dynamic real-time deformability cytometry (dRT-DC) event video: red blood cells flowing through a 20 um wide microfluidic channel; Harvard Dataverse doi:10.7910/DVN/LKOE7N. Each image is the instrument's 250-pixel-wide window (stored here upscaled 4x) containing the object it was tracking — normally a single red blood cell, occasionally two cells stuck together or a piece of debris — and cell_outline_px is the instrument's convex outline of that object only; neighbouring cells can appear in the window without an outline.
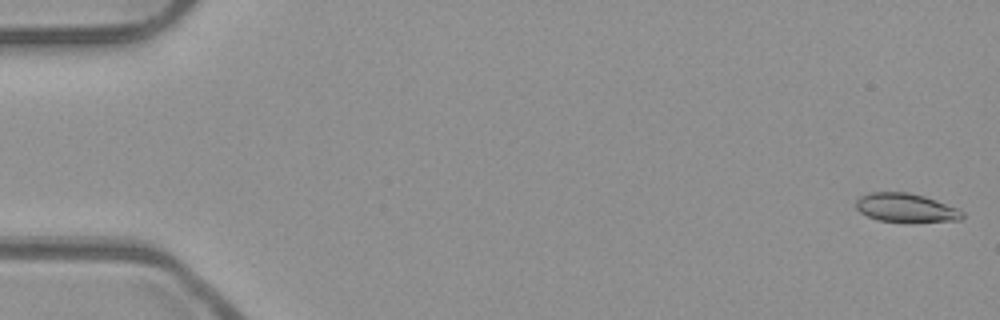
{"species": "common noctule bat (a hibernating species)", "species_latin": "Nyctalus noctula", "temperature_condition": "room temperature", "stored_images_in_passage": 53, "camera_frame_rate_fps": 3000, "um_per_image_px": 0.085, "animal": {"sex": "male", "body_mass_g": 23.1, "forearm_length_mm": 52.7}, "frame": {"image": 1, "passage_image": 1, "time_ms": 0.0, "image_size_px": [1000, 320], "cell_outline_px": [[964, 216], [960, 220], [880, 220], [868, 216], [860, 212], [856, 208], [856, 200], [860, 196], [868, 192], [908, 192], [924, 196], [936, 200], [956, 208], [964, 212]], "centroid_in_image_um": [76.95, 17.62], "position_along_channel_um": 8.0, "area_um2": 17.17}}
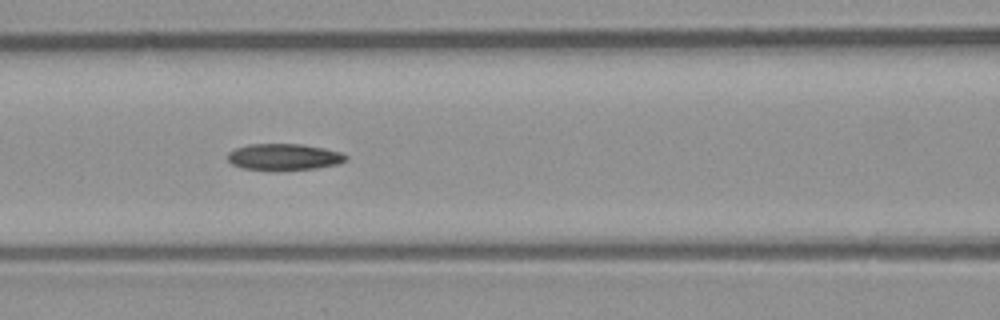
{"frame": {"image": 2, "passage_image": 23, "time_ms": 7.333, "image_size_px": [1000, 320], "cell_outline_px": [[348, 160], [340, 164], [316, 168], [276, 172], [244, 168], [232, 164], [228, 160], [228, 152], [236, 148], [248, 144], [300, 144], [324, 148], [340, 152], [348, 156]], "centroid_in_image_um": [24.16, 13.36], "position_along_channel_um": 142.4, "area_um2": 18.67}}
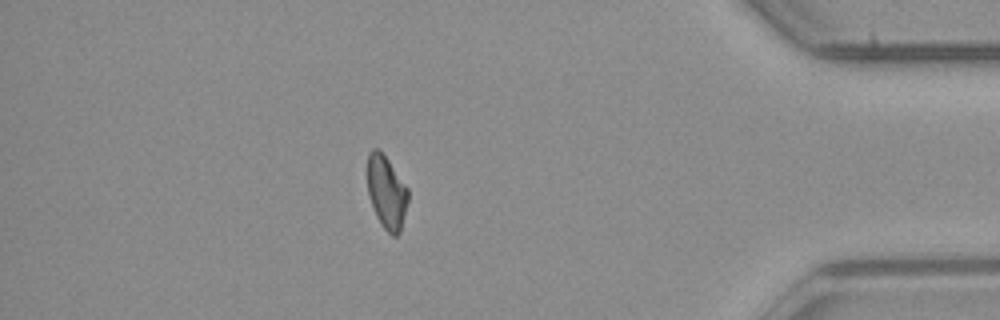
{"frame": {"image": 3, "passage_image": 46, "time_ms": 15.0, "image_size_px": [1000, 320], "cell_outline_px": [[408, 200], [400, 232], [396, 236], [392, 236], [380, 224], [376, 216], [368, 192], [368, 152], [372, 148], [376, 148], [388, 160], [408, 188]], "centroid_in_image_um": [32.86, 16.36], "position_along_channel_um": 402.3, "area_um2": 17.05}}